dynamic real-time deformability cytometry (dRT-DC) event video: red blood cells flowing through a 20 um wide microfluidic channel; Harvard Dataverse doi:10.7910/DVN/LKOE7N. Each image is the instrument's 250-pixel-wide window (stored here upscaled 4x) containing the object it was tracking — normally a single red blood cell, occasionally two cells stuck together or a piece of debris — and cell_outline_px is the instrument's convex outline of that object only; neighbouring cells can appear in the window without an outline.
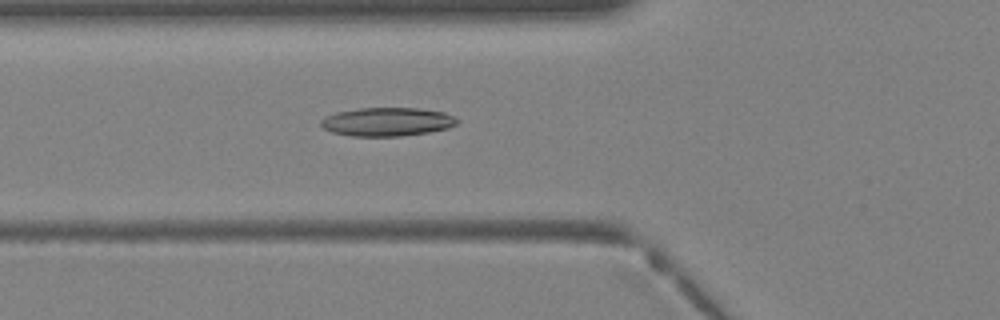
{"species": "Egyptian fruit bat (a non-hibernating species)", "species_latin": "Rousettus aegyptiacus", "temperature_condition": "warm", "stored_images_in_passage": 34, "camera_frame_rate_fps": 3000, "um_per_image_px": 0.085, "animal": {"sex": "female"}, "frame": {"image": 1, "passage_image": 9, "time_ms": 2.667, "image_size_px": [1000, 320], "cell_outline_px": [[460, 120], [456, 124], [448, 128], [428, 132], [400, 136], [352, 136], [332, 132], [324, 128], [320, 124], [320, 120], [324, 116], [336, 112], [360, 108], [416, 108], [444, 112], [456, 116]], "centroid_in_image_um": [32.91, 10.35], "position_along_channel_um": 92.9, "area_um2": 22.77}}
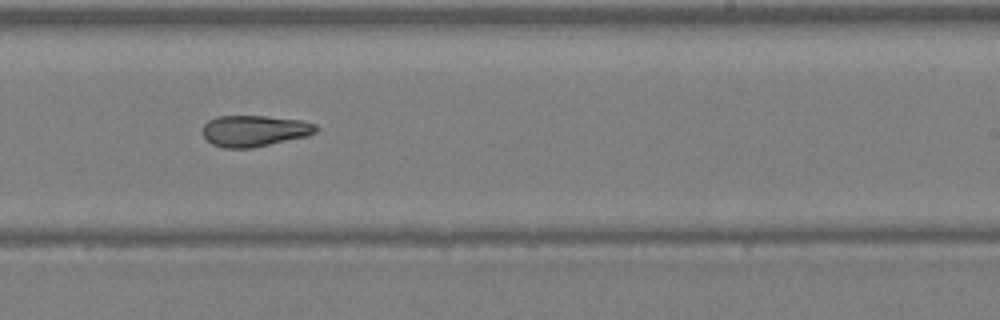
{"frame": {"image": 2, "passage_image": 19, "time_ms": 6.0, "image_size_px": [1000, 320], "cell_outline_px": [[320, 128], [316, 132], [308, 136], [252, 148], [224, 148], [212, 144], [204, 136], [204, 124], [208, 120], [216, 116], [264, 116], [300, 120], [316, 124]], "centroid_in_image_um": [21.65, 11.12], "position_along_channel_um": 267.3, "area_um2": 20.63}}
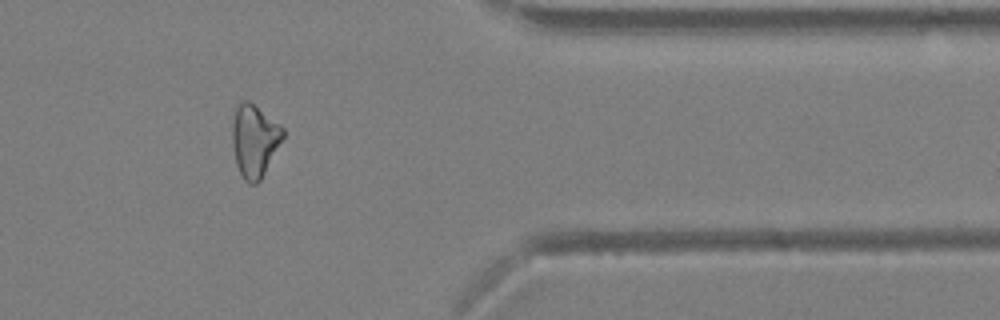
{"frame": {"image": 3, "passage_image": 27, "time_ms": 8.667, "image_size_px": [1000, 320], "cell_outline_px": [[284, 136], [260, 180], [256, 184], [248, 184], [244, 180], [236, 164], [232, 144], [232, 124], [236, 108], [240, 100], [248, 100], [280, 124], [284, 128]], "centroid_in_image_um": [21.61, 11.94], "position_along_channel_um": 389.8, "area_um2": 21.27}}